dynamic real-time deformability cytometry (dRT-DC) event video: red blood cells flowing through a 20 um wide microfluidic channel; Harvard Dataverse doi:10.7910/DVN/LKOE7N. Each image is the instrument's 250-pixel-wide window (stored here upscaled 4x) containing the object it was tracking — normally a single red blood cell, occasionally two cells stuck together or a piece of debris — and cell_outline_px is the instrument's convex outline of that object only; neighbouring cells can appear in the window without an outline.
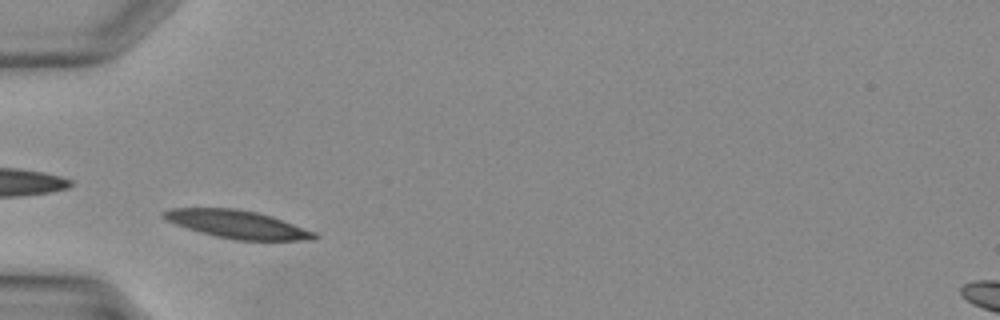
{"species": "Egyptian fruit bat (a non-hibernating species)", "species_latin": "Rousettus aegyptiacus", "temperature_condition": "warm", "stored_images_in_passage": 30, "camera_frame_rate_fps": 3000, "um_per_image_px": 0.085, "animal": {"sex": "female"}, "frame": {"image": 1, "passage_image": 5, "time_ms": 1.333, "image_size_px": [1000, 320], "cell_outline_px": [[320, 236], [316, 240], [236, 240], [216, 236], [200, 232], [176, 224], [160, 216], [160, 212], [172, 208], [236, 208], [256, 212], [272, 216], [316, 232]], "centroid_in_image_um": [20.2, 19.07], "position_along_channel_um": 64.8, "area_um2": 24.57}}
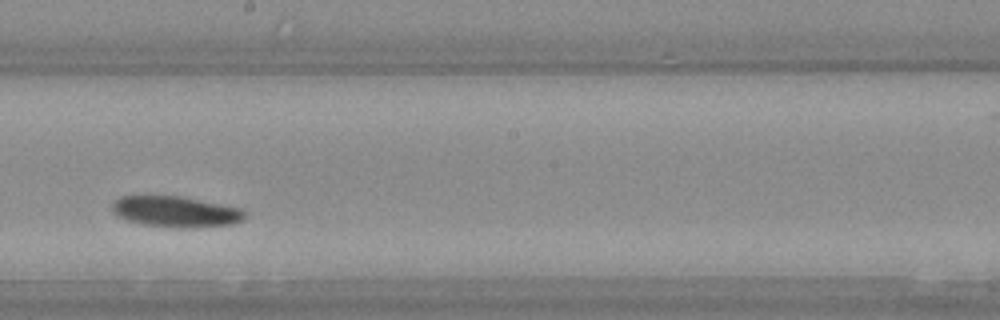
{"frame": {"image": 2, "passage_image": 15, "time_ms": 4.667, "image_size_px": [1000, 320], "cell_outline_px": [[248, 216], [244, 220], [232, 224], [196, 228], [172, 228], [140, 224], [116, 216], [112, 212], [112, 204], [120, 196], [180, 196], [240, 208], [248, 212]], "centroid_in_image_um": [14.96, 18.01], "position_along_channel_um": 233.2, "area_um2": 24.22}}
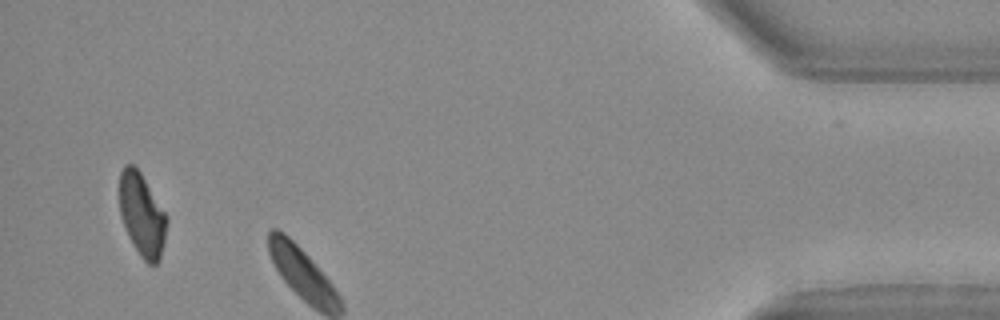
{"frame": {"image": 3, "passage_image": 28, "time_ms": 9.0, "image_size_px": [1000, 320], "cell_outline_px": [[168, 220], [160, 260], [156, 264], [148, 264], [140, 256], [120, 216], [120, 172], [124, 164], [132, 164], [140, 172], [168, 216]], "centroid_in_image_um": [12.09, 18.24], "position_along_channel_um": 423.1, "area_um2": 22.54}}